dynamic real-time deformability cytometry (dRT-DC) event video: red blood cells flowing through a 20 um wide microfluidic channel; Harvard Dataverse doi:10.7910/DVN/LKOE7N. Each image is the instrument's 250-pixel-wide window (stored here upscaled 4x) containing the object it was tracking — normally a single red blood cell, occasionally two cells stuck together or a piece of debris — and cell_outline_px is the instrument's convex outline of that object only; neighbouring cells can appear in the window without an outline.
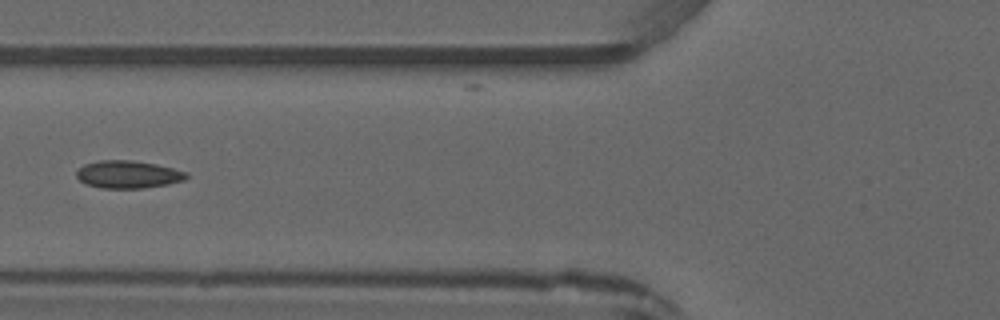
{"species": "common noctule bat (a hibernating species)", "species_latin": "Nyctalus noctula", "temperature_condition": "warm", "stored_images_in_passage": 5, "camera_frame_rate_fps": 3000, "um_per_image_px": 0.085, "animal": {"sex": "male", "forearm_length_mm": 52.5}, "frame": {"image": 1, "passage_image": 5, "time_ms": 5.0, "image_size_px": [1000, 320], "cell_outline_px": [[188, 176], [184, 180], [168, 184], [140, 188], [100, 188], [88, 184], [80, 180], [76, 176], [76, 172], [84, 164], [100, 160], [132, 160], [156, 164], [188, 172]], "centroid_in_image_um": [10.89, 14.82], "position_along_channel_um": 114.9, "area_um2": 17.57}}